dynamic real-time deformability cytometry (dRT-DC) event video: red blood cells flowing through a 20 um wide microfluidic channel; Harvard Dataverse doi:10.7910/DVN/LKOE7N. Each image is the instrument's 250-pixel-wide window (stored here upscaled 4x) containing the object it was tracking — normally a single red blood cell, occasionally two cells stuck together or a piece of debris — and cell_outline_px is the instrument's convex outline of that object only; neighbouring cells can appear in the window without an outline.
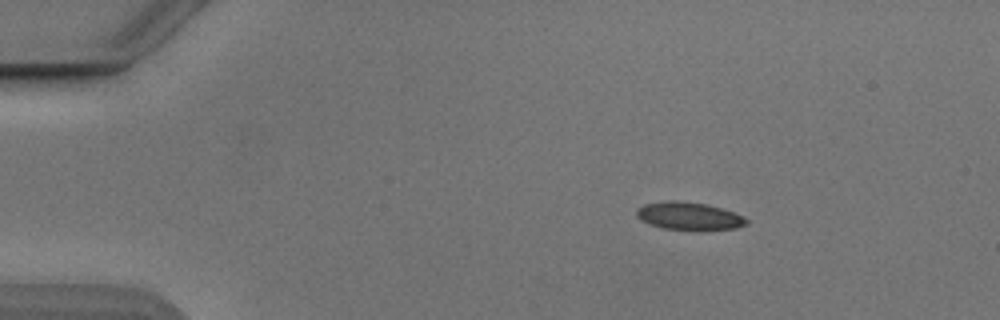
{"species": "Egyptian fruit bat (a non-hibernating species)", "species_latin": "Rousettus aegyptiacus", "temperature_condition": "cold", "stored_images_in_passage": 6, "camera_frame_rate_fps": 3000, "um_per_image_px": 0.085, "animal": {"sex": "male"}, "frame": {"image": 1, "passage_image": 1, "time_ms": 0.0, "image_size_px": [1000, 320], "cell_outline_px": [[748, 224], [736, 228], [696, 232], [664, 228], [648, 224], [640, 220], [636, 216], [636, 208], [644, 204], [668, 200], [676, 200], [708, 204], [744, 216], [748, 220]], "centroid_in_image_um": [58.56, 18.39], "position_along_channel_um": 26.4, "area_um2": 18.38}}